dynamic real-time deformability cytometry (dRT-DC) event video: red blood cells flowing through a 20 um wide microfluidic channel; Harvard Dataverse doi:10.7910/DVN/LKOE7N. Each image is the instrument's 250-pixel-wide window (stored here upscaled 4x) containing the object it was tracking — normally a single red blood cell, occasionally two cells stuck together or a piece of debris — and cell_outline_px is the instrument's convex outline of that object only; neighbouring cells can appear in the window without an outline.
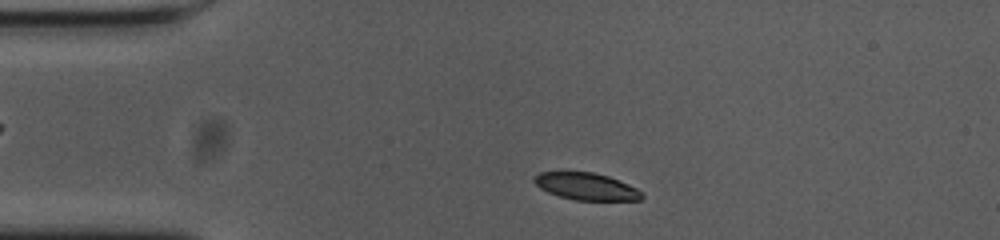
{"species": "common noctule bat (a hibernating species)", "species_latin": "Nyctalus noctula", "temperature_condition": "cold", "stored_images_in_passage": 49, "camera_frame_rate_fps": 3000, "um_per_image_px": 0.085, "animal": {"sex": "female", "body_mass_g": 23.0, "forearm_length_mm": 53.4}, "frame": {"image": 1, "passage_image": 5, "time_ms": 1.333, "image_size_px": [1000, 240], "cell_outline_px": [[644, 196], [640, 200], [576, 200], [560, 196], [548, 192], [540, 188], [532, 180], [540, 172], [592, 172], [608, 176], [628, 184], [636, 188]], "centroid_in_image_um": [49.83, 15.85], "position_along_channel_um": 35.2, "area_um2": 16.76}}
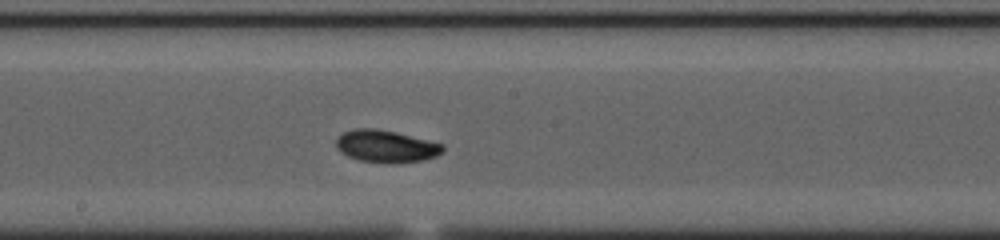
{"frame": {"image": 2, "passage_image": 23, "time_ms": 7.333, "image_size_px": [1000, 240], "cell_outline_px": [[444, 148], [436, 156], [420, 160], [360, 160], [348, 156], [340, 152], [336, 148], [336, 140], [344, 132], [356, 128], [376, 128], [396, 132], [444, 144]], "centroid_in_image_um": [32.77, 12.37], "position_along_channel_um": 215.4, "area_um2": 19.07}}
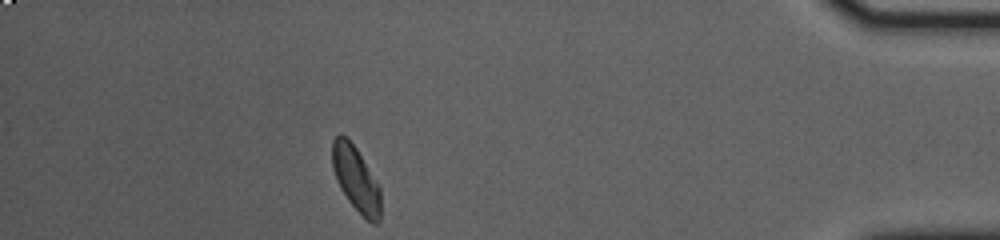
{"frame": {"image": 3, "passage_image": 43, "time_ms": 14.0, "image_size_px": [1000, 240], "cell_outline_px": [[380, 220], [376, 224], [372, 224], [348, 200], [340, 188], [336, 180], [332, 168], [332, 140], [340, 132], [356, 148], [380, 188]], "centroid_in_image_um": [30.23, 15.2], "position_along_channel_um": 405.0, "area_um2": 18.03}, "authors_computed_cell_mechanics": {"area_um2": 18.9006, "velocity_mm_per_s": 3.6167, "shape_relaxation_time_tau1_ms": 4.578, "shape_relaxation_time_tau2_ms": 3.7684, "deformation_change_tau1": 0.1234, "deformation_change_tau2": 0.0698}}